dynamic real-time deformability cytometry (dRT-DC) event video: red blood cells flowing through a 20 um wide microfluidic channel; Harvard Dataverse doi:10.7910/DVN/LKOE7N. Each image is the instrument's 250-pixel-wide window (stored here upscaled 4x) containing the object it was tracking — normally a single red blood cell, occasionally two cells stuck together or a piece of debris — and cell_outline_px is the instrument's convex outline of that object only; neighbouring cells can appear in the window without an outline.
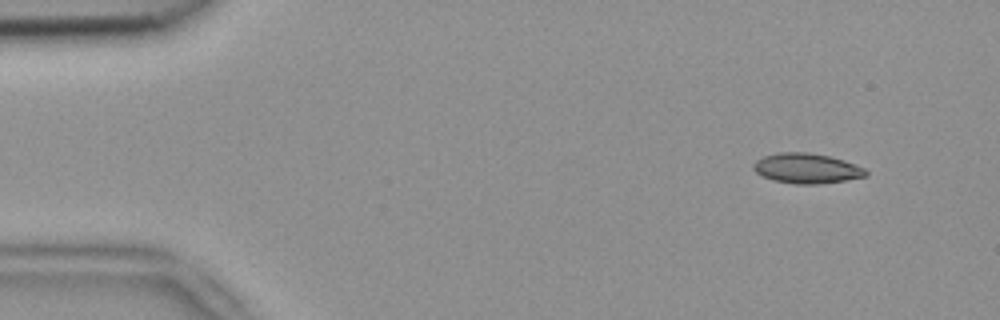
{"species": "common noctule bat (a hibernating species)", "species_latin": "Nyctalus noctula", "temperature_condition": "room temperature", "stored_images_in_passage": 5, "camera_frame_rate_fps": 3000, "um_per_image_px": 0.085, "animal": {"sex": "female", "body_mass_g": 18.4}, "frame": {"image": 1, "passage_image": 1, "time_ms": 0.0, "image_size_px": [1000, 320], "cell_outline_px": [[868, 176], [844, 180], [816, 184], [796, 184], [772, 180], [756, 172], [752, 168], [752, 164], [756, 160], [764, 156], [776, 152], [808, 152], [828, 156], [844, 160], [864, 168], [868, 172]], "centroid_in_image_um": [68.54, 14.3], "position_along_channel_um": 16.5, "area_um2": 19.65}}